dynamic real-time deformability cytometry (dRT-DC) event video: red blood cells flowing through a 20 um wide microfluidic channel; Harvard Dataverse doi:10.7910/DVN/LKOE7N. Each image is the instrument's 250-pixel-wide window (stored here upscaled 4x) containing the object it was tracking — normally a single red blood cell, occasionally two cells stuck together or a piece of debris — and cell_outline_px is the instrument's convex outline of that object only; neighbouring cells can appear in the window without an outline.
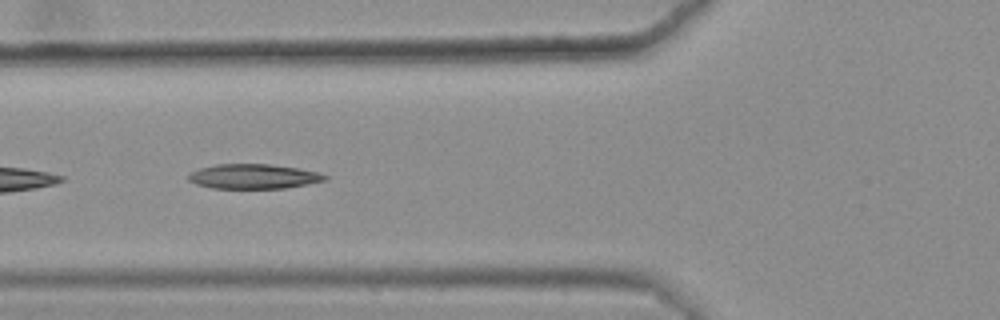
{"species": "common noctule bat (a hibernating species)", "species_latin": "Nyctalus noctula", "temperature_condition": "warm", "stored_images_in_passage": 7, "camera_frame_rate_fps": 3000, "um_per_image_px": 0.085, "animal": {"sex": "female", "body_mass_g": 25.1}, "frame": {"image": 1, "passage_image": 4, "time_ms": 1.0, "image_size_px": [1000, 320], "cell_outline_px": [[328, 180], [308, 184], [284, 188], [212, 188], [196, 184], [188, 180], [188, 176], [192, 172], [200, 168], [216, 164], [272, 164], [300, 168], [320, 172], [328, 176]], "centroid_in_image_um": [21.61, 14.99], "position_along_channel_um": 104.2, "area_um2": 19.77}}